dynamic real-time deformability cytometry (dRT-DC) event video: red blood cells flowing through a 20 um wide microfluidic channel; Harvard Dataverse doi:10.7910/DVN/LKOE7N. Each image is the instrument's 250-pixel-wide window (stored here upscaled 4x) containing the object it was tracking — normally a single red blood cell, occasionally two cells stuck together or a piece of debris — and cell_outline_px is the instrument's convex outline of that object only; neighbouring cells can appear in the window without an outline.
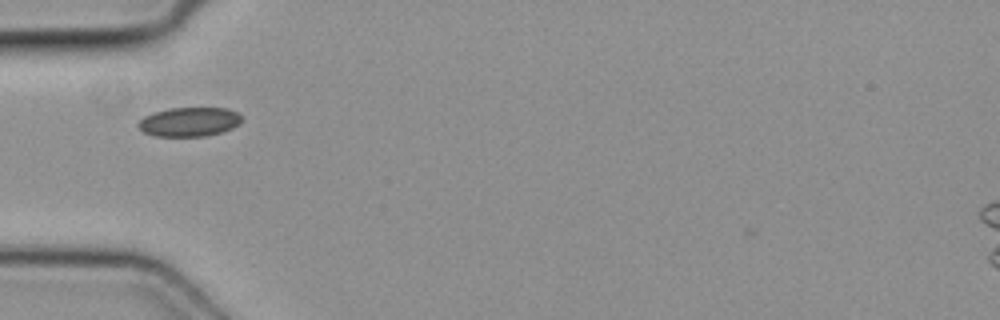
{"species": "common noctule bat (a hibernating species)", "species_latin": "Nyctalus noctula", "temperature_condition": "cold", "stored_images_in_passage": 2, "camera_frame_rate_fps": 3000, "um_per_image_px": 0.085, "animal": {"sex": "female", "body_mass_g": 19.3, "forearm_length_mm": 54.1}, "frame": {"image": 1, "passage_image": 1, "time_ms": 0.0, "image_size_px": [1000, 320], "cell_outline_px": [[244, 120], [240, 124], [232, 128], [220, 132], [204, 136], [156, 136], [144, 132], [136, 124], [144, 116], [152, 112], [168, 108], [228, 108], [236, 112]], "centroid_in_image_um": [16.09, 10.34], "position_along_channel_um": 68.9, "area_um2": 17.63}}
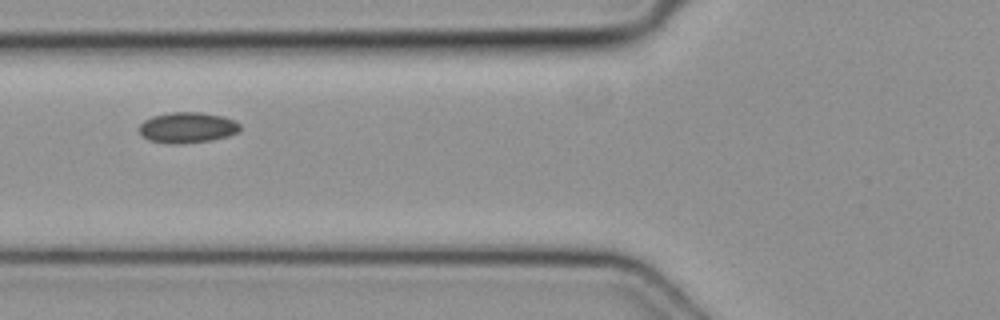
{"frame": {"image": 2, "passage_image": 2, "time_ms": 0.333, "image_size_px": [1000, 320], "cell_outline_px": [[240, 132], [228, 136], [208, 140], [176, 144], [172, 144], [148, 140], [140, 132], [140, 124], [144, 120], [152, 116], [172, 112], [200, 112], [224, 116], [240, 124]], "centroid_in_image_um": [15.94, 10.83], "position_along_channel_um": 109.9, "area_um2": 17.92}}